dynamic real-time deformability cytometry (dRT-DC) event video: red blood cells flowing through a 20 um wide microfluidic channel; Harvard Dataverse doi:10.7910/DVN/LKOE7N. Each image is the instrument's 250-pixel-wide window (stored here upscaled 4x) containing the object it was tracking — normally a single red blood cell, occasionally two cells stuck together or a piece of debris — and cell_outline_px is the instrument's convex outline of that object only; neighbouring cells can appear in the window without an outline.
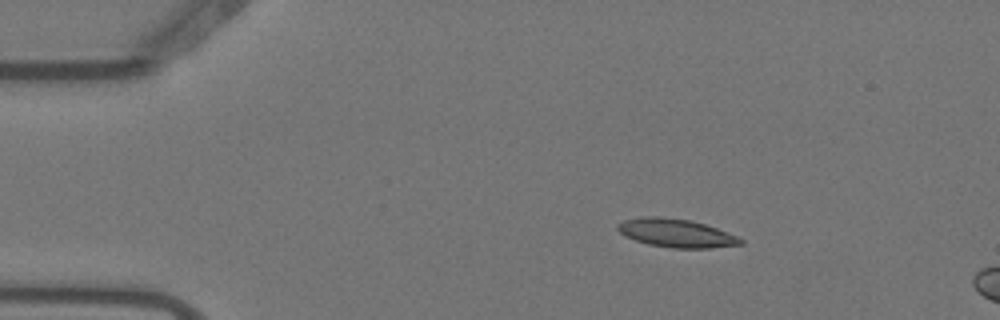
{"species": "Egyptian fruit bat (a non-hibernating species)", "species_latin": "Rousettus aegyptiacus", "temperature_condition": "warm", "stored_images_in_passage": 4, "camera_frame_rate_fps": 3000, "um_per_image_px": 0.085, "animal": {"sex": "female"}, "frame": {"image": 1, "passage_image": 2, "time_ms": 0.333, "image_size_px": [1000, 320], "cell_outline_px": [[744, 244], [712, 248], [672, 248], [648, 244], [624, 236], [616, 228], [616, 224], [624, 220], [644, 216], [656, 216], [688, 220], [704, 224], [740, 236], [744, 240]], "centroid_in_image_um": [57.49, 19.82], "position_along_channel_um": 27.5, "area_um2": 20.4}}